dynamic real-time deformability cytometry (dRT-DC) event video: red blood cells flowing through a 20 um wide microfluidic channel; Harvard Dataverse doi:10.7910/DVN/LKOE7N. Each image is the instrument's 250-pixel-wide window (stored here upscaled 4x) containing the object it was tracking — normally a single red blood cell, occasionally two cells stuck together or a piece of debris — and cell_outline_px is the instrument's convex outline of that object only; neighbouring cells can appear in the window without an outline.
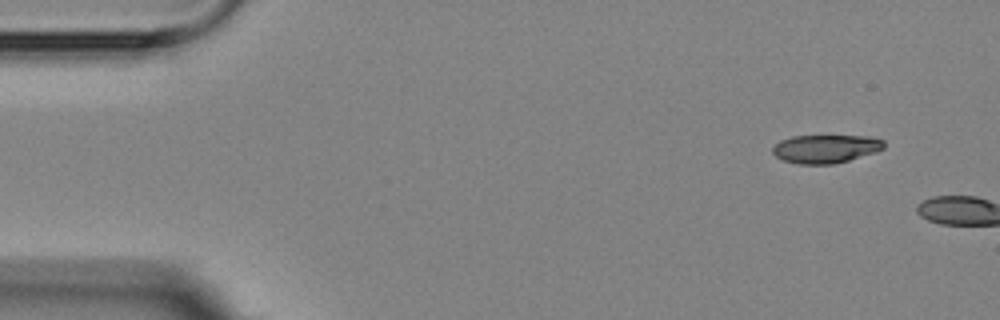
{"species": "Egyptian fruit bat (a non-hibernating species)", "species_latin": "Rousettus aegyptiacus", "temperature_condition": "room temperature", "stored_images_in_passage": 2, "camera_frame_rate_fps": 3000, "um_per_image_px": 0.085, "animal": {"sex": "female"}, "frame": {"image": 1, "passage_image": 1, "time_ms": 0.0, "image_size_px": [1000, 320], "cell_outline_px": [[884, 148], [876, 152], [848, 160], [832, 164], [800, 164], [784, 160], [776, 156], [772, 152], [772, 148], [780, 140], [792, 136], [868, 136], [884, 140]], "centroid_in_image_um": [70.18, 12.64], "position_along_channel_um": 14.8, "area_um2": 18.26}}